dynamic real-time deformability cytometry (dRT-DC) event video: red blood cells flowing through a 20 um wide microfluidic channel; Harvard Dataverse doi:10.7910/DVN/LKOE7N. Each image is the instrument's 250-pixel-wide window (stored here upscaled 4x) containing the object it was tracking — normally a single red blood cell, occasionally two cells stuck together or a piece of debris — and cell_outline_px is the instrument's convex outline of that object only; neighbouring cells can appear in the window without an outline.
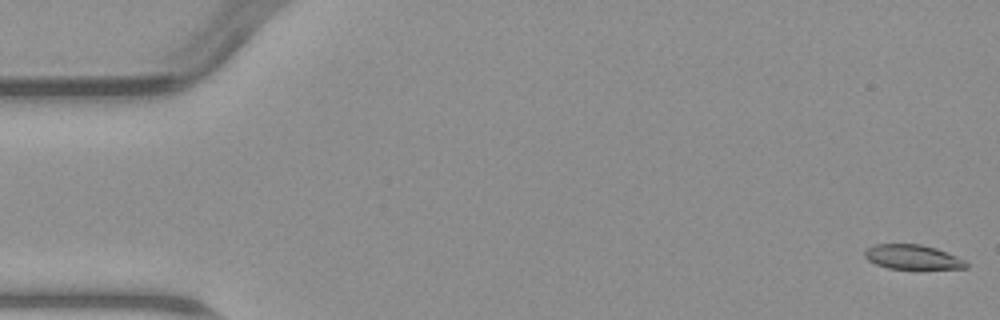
{"species": "common noctule bat (a hibernating species)", "species_latin": "Nyctalus noctula", "temperature_condition": "warm", "stored_images_in_passage": 5, "camera_frame_rate_fps": 3000, "um_per_image_px": 0.085, "animal": {"sex": "male", "body_mass_g": 23.1, "forearm_length_mm": 52.7}, "frame": {"image": 1, "passage_image": 1, "time_ms": 0.0, "image_size_px": [1000, 320], "cell_outline_px": [[968, 268], [916, 272], [888, 268], [876, 264], [868, 260], [864, 256], [864, 252], [868, 248], [876, 244], [920, 244], [936, 248], [956, 256], [964, 260], [968, 264]], "centroid_in_image_um": [77.63, 21.92], "position_along_channel_um": 7.4, "area_um2": 15.37}}
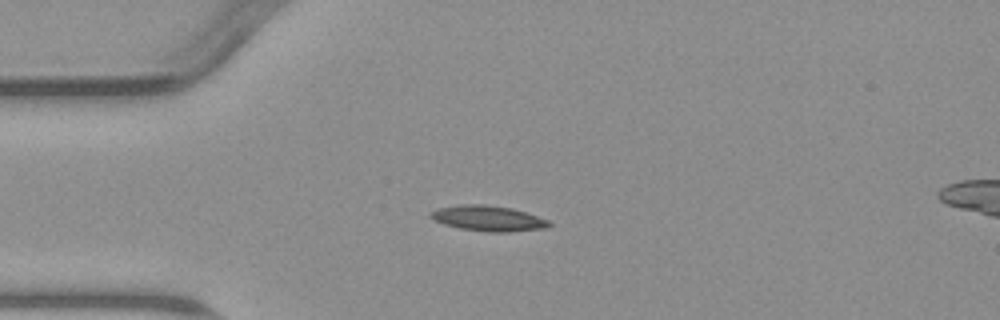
{"frame": {"image": 2, "passage_image": 4, "time_ms": 4.333, "image_size_px": [1000, 320], "cell_outline_px": [[552, 224], [548, 228], [508, 232], [488, 232], [460, 228], [444, 224], [428, 216], [428, 212], [436, 208], [460, 204], [484, 204], [512, 208], [548, 220]], "centroid_in_image_um": [41.47, 18.55], "position_along_channel_um": 43.5, "area_um2": 17.63}}
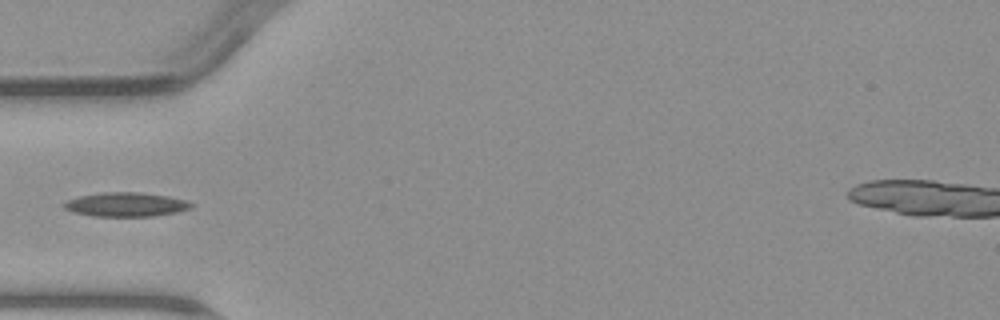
{"frame": {"image": 3, "passage_image": 5, "time_ms": 5.667, "image_size_px": [1000, 320], "cell_outline_px": [[192, 208], [176, 212], [152, 216], [92, 216], [72, 212], [64, 208], [60, 204], [64, 200], [80, 196], [104, 192], [140, 192], [168, 196], [188, 200], [192, 204]], "centroid_in_image_um": [10.66, 17.38], "position_along_channel_um": 74.3, "area_um2": 18.03}}